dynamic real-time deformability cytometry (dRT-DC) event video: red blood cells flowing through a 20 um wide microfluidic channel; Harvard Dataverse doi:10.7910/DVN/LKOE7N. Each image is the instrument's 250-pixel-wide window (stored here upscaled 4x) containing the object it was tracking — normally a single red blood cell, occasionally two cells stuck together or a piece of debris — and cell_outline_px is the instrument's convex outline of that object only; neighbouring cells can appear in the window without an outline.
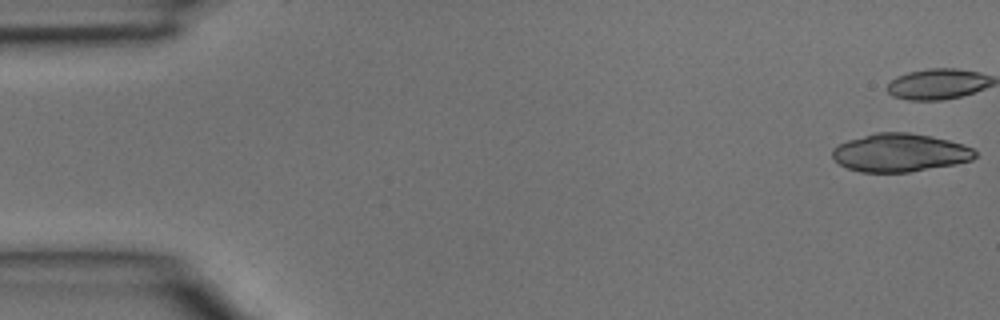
{"species": "common noctule bat (a hibernating species)", "species_latin": "Nyctalus noctula", "temperature_condition": "room temperature", "stored_images_in_passage": 4, "camera_frame_rate_fps": 3000, "um_per_image_px": 0.085, "animal": {"sex": "male", "body_mass_g": 15.6}, "frame": {"image": 1, "passage_image": 1, "time_ms": 0.0, "image_size_px": [1000, 320], "cell_outline_px": [[976, 156], [972, 160], [956, 164], [908, 172], [860, 172], [848, 168], [840, 164], [832, 156], [832, 148], [848, 140], [876, 132], [908, 132], [932, 136], [964, 144], [972, 148], [976, 152]], "centroid_in_image_um": [76.51, 12.97], "position_along_channel_um": 8.5, "area_um2": 31.73}}